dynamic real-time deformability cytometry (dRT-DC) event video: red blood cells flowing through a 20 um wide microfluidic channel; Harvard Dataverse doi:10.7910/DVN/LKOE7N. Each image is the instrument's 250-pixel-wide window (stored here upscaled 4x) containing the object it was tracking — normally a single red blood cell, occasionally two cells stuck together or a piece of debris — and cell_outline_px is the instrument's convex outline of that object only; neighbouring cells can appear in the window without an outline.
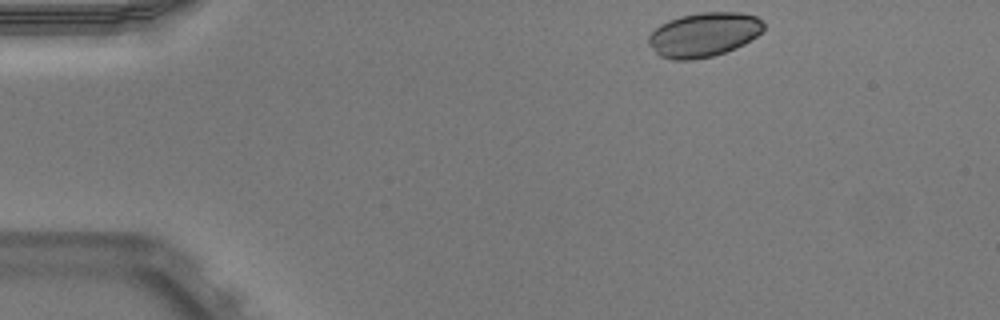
{"species": "Egyptian fruit bat (a non-hibernating species)", "species_latin": "Rousettus aegyptiacus", "temperature_condition": "warm", "stored_images_in_passage": 45, "camera_frame_rate_fps": 3000, "um_per_image_px": 0.085, "animal": {"sex": "male"}, "frame": {"image": 1, "passage_image": 1, "time_ms": 0.0, "image_size_px": [1000, 320], "cell_outline_px": [[764, 28], [756, 36], [744, 44], [736, 48], [712, 56], [692, 60], [672, 60], [660, 56], [648, 44], [648, 36], [660, 24], [668, 20], [680, 16], [700, 12], [740, 12], [756, 16], [764, 24]], "centroid_in_image_um": [59.8, 2.94], "position_along_channel_um": 25.2, "area_um2": 29.71}}
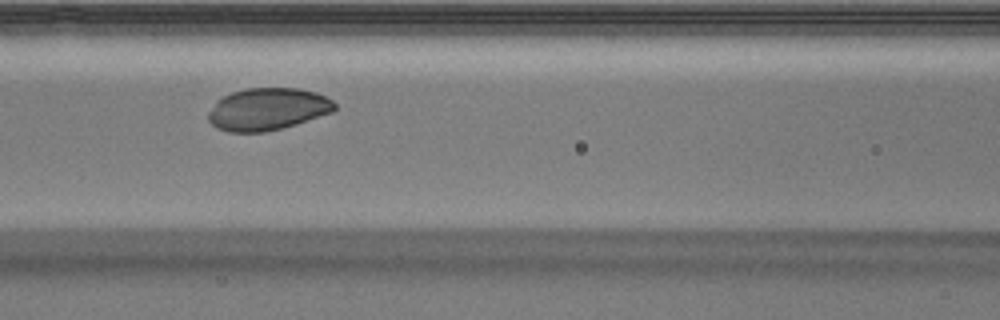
{"frame": {"image": 2, "passage_image": 16, "time_ms": 5.0, "image_size_px": [1000, 320], "cell_outline_px": [[336, 108], [332, 112], [296, 124], [264, 132], [228, 132], [216, 128], [208, 120], [208, 112], [216, 100], [232, 92], [244, 88], [300, 88], [316, 92], [332, 100], [336, 104]], "centroid_in_image_um": [22.72, 9.27], "position_along_channel_um": 143.9, "area_um2": 31.15}}
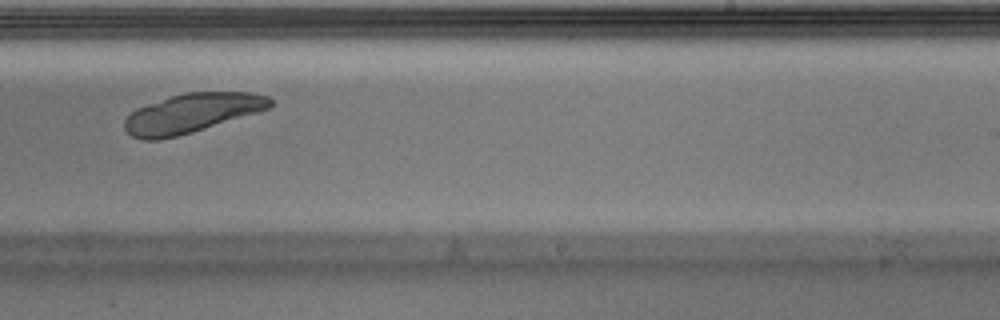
{"frame": {"image": 3, "passage_image": 26, "time_ms": 8.333, "image_size_px": [1000, 320], "cell_outline_px": [[272, 104], [268, 108], [256, 112], [192, 132], [176, 136], [156, 140], [140, 140], [132, 136], [124, 128], [124, 120], [136, 108], [184, 92], [248, 92], [268, 96], [272, 100]], "centroid_in_image_um": [16.26, 9.62], "position_along_channel_um": 272.7, "area_um2": 32.71}}